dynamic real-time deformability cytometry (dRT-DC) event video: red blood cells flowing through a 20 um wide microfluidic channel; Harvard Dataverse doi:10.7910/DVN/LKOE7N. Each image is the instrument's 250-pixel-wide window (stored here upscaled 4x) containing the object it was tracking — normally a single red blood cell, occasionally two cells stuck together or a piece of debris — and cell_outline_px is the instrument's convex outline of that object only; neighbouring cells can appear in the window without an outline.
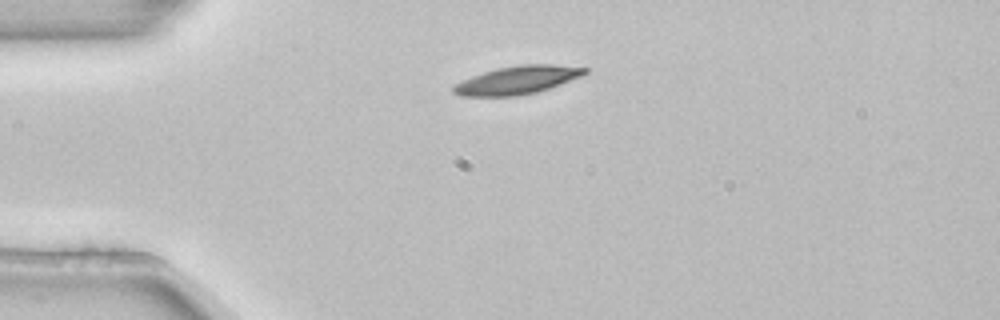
{"species": "common noctule bat (a hibernating species)", "species_latin": "Nyctalus noctula", "temperature_condition": "room temperature", "stored_images_in_passage": 2, "camera_frame_rate_fps": 3000, "um_per_image_px": 0.085, "animal": {"sex": "female", "body_mass_g": 22.7, "forearm_length_mm": 54.2}, "frame": {"image": 1, "passage_image": 1, "time_ms": 0.0, "image_size_px": [1000, 320], "cell_outline_px": [[588, 72], [580, 76], [560, 84], [536, 92], [516, 96], [460, 96], [452, 92], [452, 88], [456, 84], [472, 76], [496, 68], [520, 64], [552, 64], [588, 68]], "centroid_in_image_um": [43.96, 6.8], "position_along_channel_um": 41.0, "area_um2": 21.33}}